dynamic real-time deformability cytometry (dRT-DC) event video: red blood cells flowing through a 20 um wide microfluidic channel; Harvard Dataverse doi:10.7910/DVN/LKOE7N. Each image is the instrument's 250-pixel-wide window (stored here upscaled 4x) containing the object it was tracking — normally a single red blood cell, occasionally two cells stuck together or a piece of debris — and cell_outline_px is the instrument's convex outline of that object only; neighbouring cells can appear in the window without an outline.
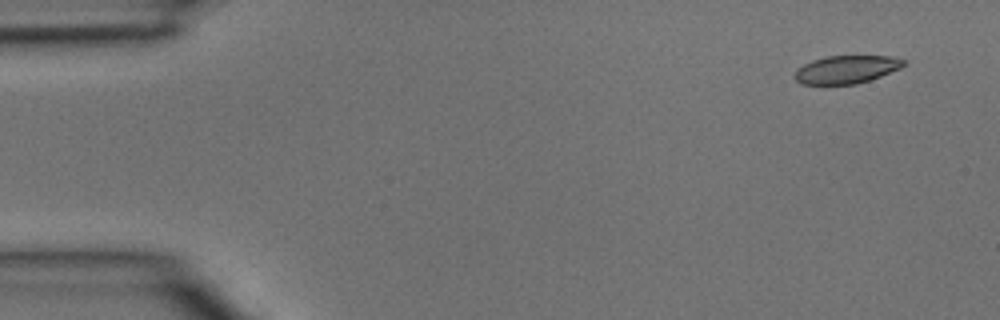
{"species": "common noctule bat (a hibernating species)", "species_latin": "Nyctalus noctula", "temperature_condition": "room temperature", "stored_images_in_passage": 3, "camera_frame_rate_fps": 3000, "um_per_image_px": 0.085, "animal": {"sex": "male", "body_mass_g": 15.6}, "frame": {"image": 1, "passage_image": 1, "time_ms": 0.0, "image_size_px": [1000, 320], "cell_outline_px": [[908, 64], [900, 68], [880, 76], [856, 84], [800, 84], [796, 80], [796, 68], [812, 60], [828, 56], [892, 56], [904, 60]], "centroid_in_image_um": [71.95, 5.9], "position_along_channel_um": 13.0, "area_um2": 17.63}}